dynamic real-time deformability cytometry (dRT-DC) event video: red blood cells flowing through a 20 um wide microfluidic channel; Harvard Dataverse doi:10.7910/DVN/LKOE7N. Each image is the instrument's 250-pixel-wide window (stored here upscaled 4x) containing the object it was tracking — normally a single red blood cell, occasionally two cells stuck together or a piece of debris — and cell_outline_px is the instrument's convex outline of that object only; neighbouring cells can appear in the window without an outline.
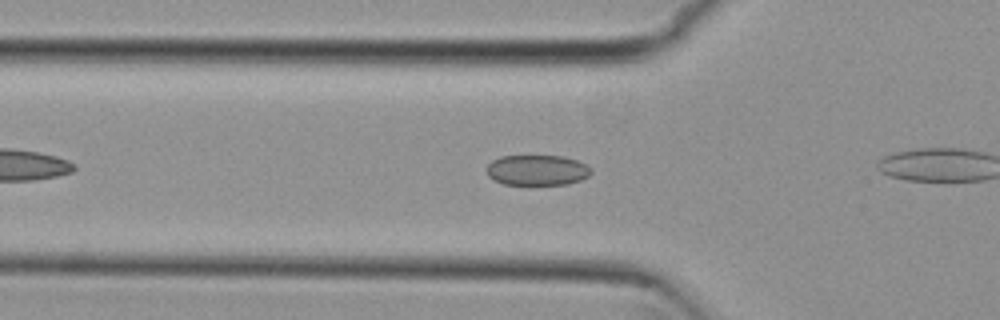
{"species": "common noctule bat (a hibernating species)", "species_latin": "Nyctalus noctula", "temperature_condition": "cold", "stored_images_in_passage": 28, "camera_frame_rate_fps": 3000, "um_per_image_px": 0.085, "animal": {"sex": "female", "body_mass_g": 29.2, "forearm_length_mm": 56.3}, "frame": {"image": 1, "passage_image": 3, "time_ms": 0.667, "image_size_px": [1000, 320], "cell_outline_px": [[592, 172], [588, 176], [580, 180], [568, 184], [504, 184], [492, 180], [488, 176], [488, 164], [492, 160], [500, 156], [560, 156], [576, 160], [592, 168]], "centroid_in_image_um": [45.65, 14.46], "position_along_channel_um": 80.2, "area_um2": 18.44}}
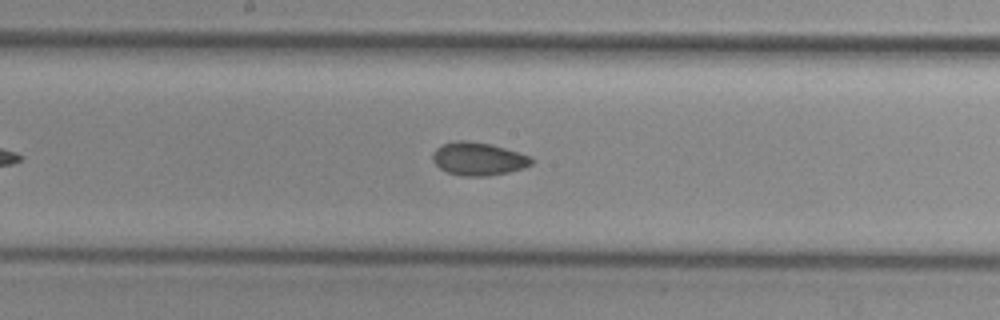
{"frame": {"image": 2, "passage_image": 13, "time_ms": 4.0, "image_size_px": [1000, 320], "cell_outline_px": [[532, 164], [524, 168], [508, 172], [488, 176], [464, 176], [448, 172], [440, 168], [432, 160], [432, 152], [436, 148], [444, 144], [456, 140], [464, 140], [492, 144], [528, 156], [532, 160]], "centroid_in_image_um": [40.62, 13.5], "position_along_channel_um": 207.6, "area_um2": 18.84}}
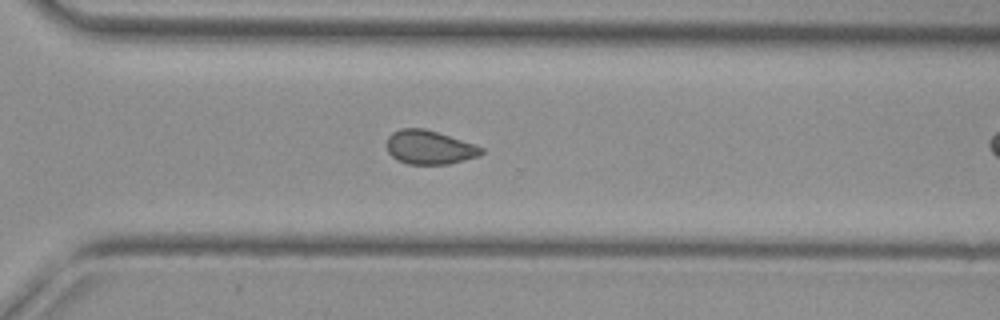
{"frame": {"image": 3, "passage_image": 23, "time_ms": 7.333, "image_size_px": [1000, 320], "cell_outline_px": [[484, 152], [480, 156], [448, 164], [408, 164], [396, 160], [388, 152], [388, 136], [392, 132], [400, 128], [424, 128], [484, 148]], "centroid_in_image_um": [36.48, 12.53], "position_along_channel_um": 334.1, "area_um2": 18.5}}